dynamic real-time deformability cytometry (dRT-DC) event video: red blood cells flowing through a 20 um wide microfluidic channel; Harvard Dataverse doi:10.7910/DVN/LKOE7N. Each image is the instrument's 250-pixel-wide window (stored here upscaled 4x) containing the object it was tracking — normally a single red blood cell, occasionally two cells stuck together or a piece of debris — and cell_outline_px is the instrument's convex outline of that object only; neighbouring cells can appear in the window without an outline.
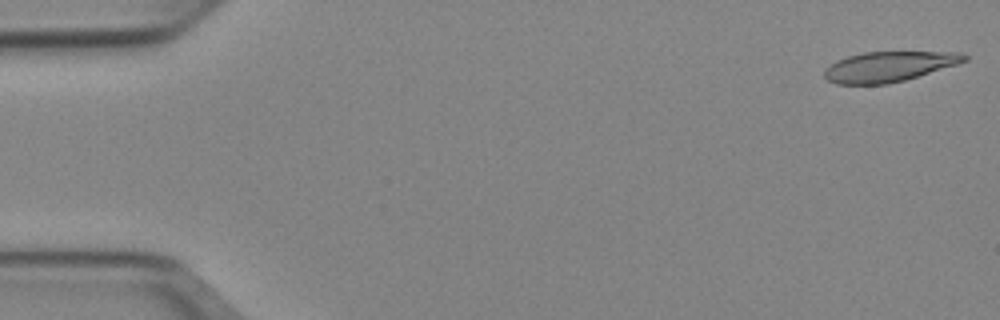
{"species": "Egyptian fruit bat (a non-hibernating species)", "species_latin": "Rousettus aegyptiacus", "temperature_condition": "cold", "stored_images_in_passage": 51, "camera_frame_rate_fps": 3000, "um_per_image_px": 0.085, "animal": {"sex": "female"}, "frame": {"image": 1, "passage_image": 1, "time_ms": 0.0, "image_size_px": [1000, 320], "cell_outline_px": [[968, 60], [956, 64], [904, 80], [888, 84], [836, 84], [828, 80], [824, 76], [824, 68], [836, 60], [848, 56], [864, 52], [960, 52], [968, 56]], "centroid_in_image_um": [75.51, 5.66], "position_along_channel_um": 9.5, "area_um2": 24.45}}
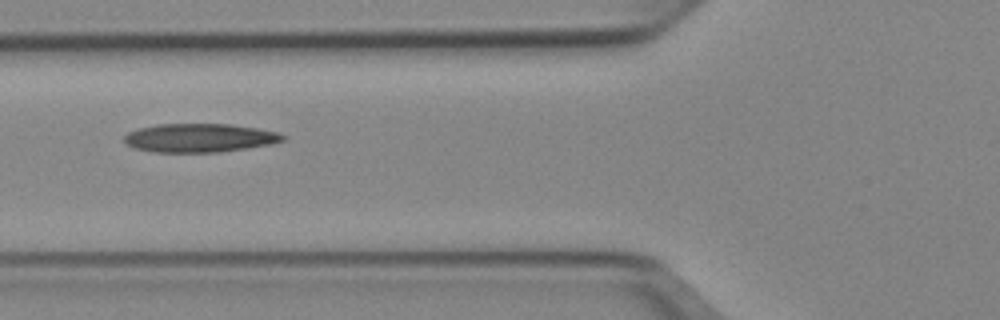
{"frame": {"image": 2, "passage_image": 19, "time_ms": 6.0, "image_size_px": [1000, 320], "cell_outline_px": [[288, 136], [284, 140], [272, 144], [248, 148], [220, 152], [152, 152], [132, 148], [124, 140], [124, 136], [128, 132], [140, 128], [156, 124], [232, 124], [280, 132]], "centroid_in_image_um": [17.0, 11.72], "position_along_channel_um": 108.8, "area_um2": 26.7}}
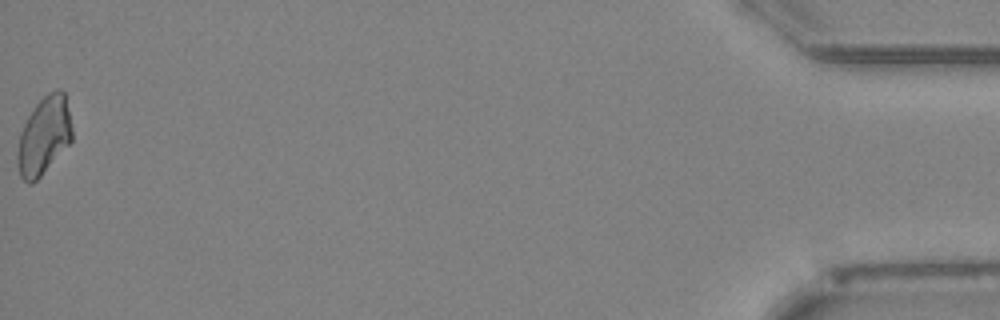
{"frame": {"image": 3, "passage_image": 51, "time_ms": 16.667, "image_size_px": [1000, 320], "cell_outline_px": [[72, 140], [40, 176], [32, 184], [28, 184], [20, 176], [16, 160], [16, 152], [20, 132], [28, 116], [36, 104], [48, 92], [56, 88], [60, 88], [64, 92], [72, 128]], "centroid_in_image_um": [3.71, 11.53], "position_along_channel_um": 431.5, "area_um2": 24.68}, "authors_computed_cell_mechanics": {"area_um2": 25.4898, "velocity_mm_per_s": 3.9371, "shape_relaxation_time_tau1_ms": null, "shape_relaxation_time_tau2_ms": 5.6917, "deformation_change_tau1": null, "deformation_change_tau2": 0.1498}}